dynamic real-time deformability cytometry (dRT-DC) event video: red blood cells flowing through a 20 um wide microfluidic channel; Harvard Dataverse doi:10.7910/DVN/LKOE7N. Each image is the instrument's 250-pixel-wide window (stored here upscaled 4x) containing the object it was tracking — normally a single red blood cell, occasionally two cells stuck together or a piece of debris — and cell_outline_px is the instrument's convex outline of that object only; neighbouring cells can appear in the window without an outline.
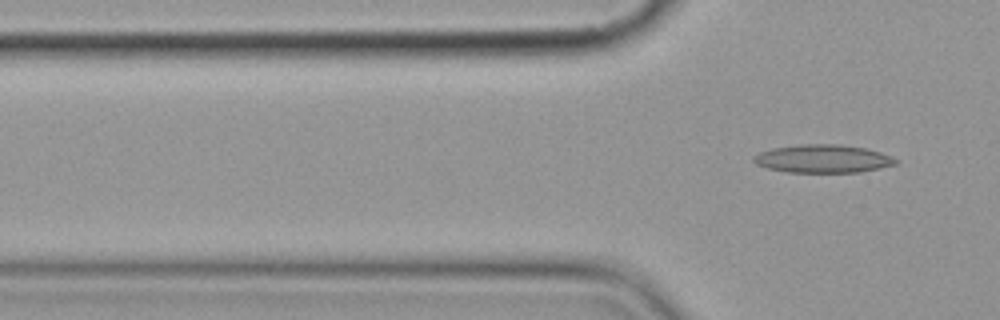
{"species": "common noctule bat (a hibernating species)", "species_latin": "Nyctalus noctula", "temperature_condition": "cold", "stored_images_in_passage": 7, "camera_frame_rate_fps": 3000, "um_per_image_px": 0.085, "animal": {"sex": "female", "body_mass_g": 19.9}, "frame": {"image": 1, "passage_image": 7, "time_ms": 8.0, "image_size_px": [1000, 320], "cell_outline_px": [[900, 160], [896, 164], [880, 168], [860, 172], [788, 172], [768, 168], [756, 164], [752, 160], [752, 156], [760, 152], [772, 148], [800, 144], [840, 144], [864, 148], [880, 152]], "centroid_in_image_um": [69.94, 13.49], "position_along_channel_um": 55.9, "area_um2": 23.29}}